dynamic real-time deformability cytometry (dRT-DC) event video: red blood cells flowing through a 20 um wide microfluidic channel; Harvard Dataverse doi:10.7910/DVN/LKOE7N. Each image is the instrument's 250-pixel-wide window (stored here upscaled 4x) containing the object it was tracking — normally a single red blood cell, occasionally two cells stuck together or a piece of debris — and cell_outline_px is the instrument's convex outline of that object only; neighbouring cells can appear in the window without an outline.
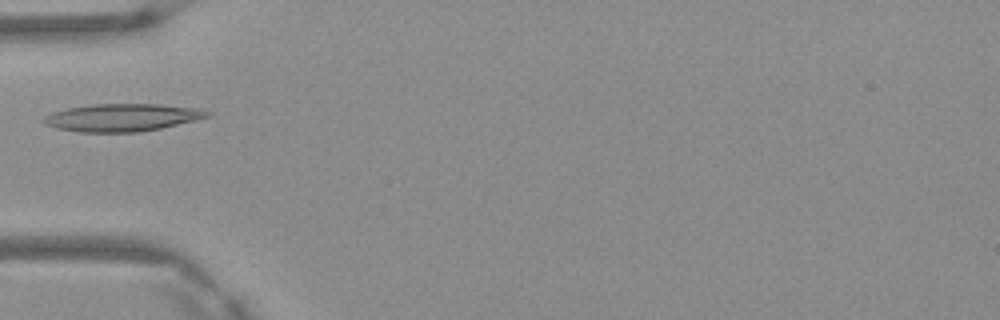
{"species": "Egyptian fruit bat (a non-hibernating species)", "species_latin": "Rousettus aegyptiacus", "temperature_condition": "warm", "stored_images_in_passage": 5, "camera_frame_rate_fps": 3000, "um_per_image_px": 0.085, "frame": {"image": 1, "passage_image": 4, "time_ms": 1.0, "image_size_px": [1000, 320], "cell_outline_px": [[212, 112], [208, 116], [160, 128], [136, 132], [76, 132], [56, 128], [44, 124], [40, 120], [44, 116], [52, 112], [68, 108], [92, 104], [160, 104], [200, 108]], "centroid_in_image_um": [10.31, 9.98], "position_along_channel_um": 74.7, "area_um2": 26.24}}
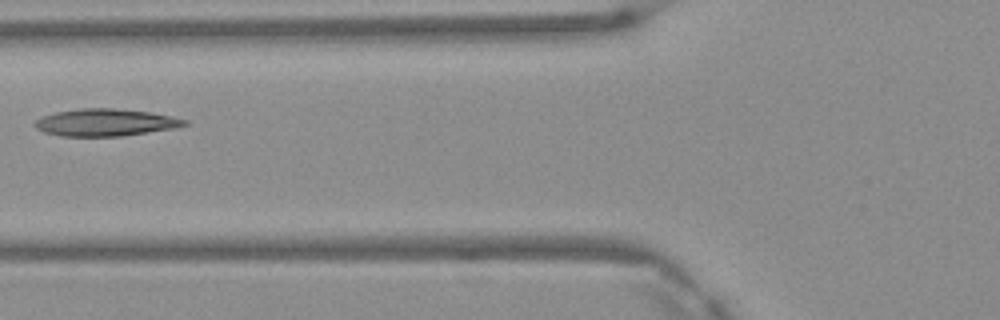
{"frame": {"image": 2, "passage_image": 5, "time_ms": 1.333, "image_size_px": [1000, 320], "cell_outline_px": [[188, 124], [172, 128], [148, 132], [120, 136], [60, 136], [44, 132], [36, 128], [32, 124], [36, 120], [44, 116], [56, 112], [80, 108], [112, 108], [148, 112], [172, 116], [188, 120]], "centroid_in_image_um": [8.93, 10.41], "position_along_channel_um": 116.9, "area_um2": 23.52}}